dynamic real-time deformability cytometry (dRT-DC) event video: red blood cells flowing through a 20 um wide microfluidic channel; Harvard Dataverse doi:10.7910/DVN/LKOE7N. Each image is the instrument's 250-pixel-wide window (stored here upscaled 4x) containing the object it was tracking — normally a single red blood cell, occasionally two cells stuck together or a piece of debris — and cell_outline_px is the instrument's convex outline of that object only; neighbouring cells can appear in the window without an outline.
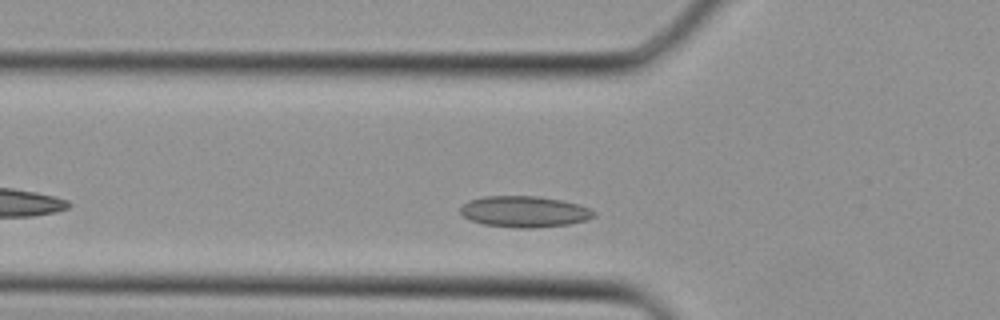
{"species": "Egyptian fruit bat (a non-hibernating species)", "species_latin": "Rousettus aegyptiacus", "temperature_condition": "cold", "stored_images_in_passage": 28, "camera_frame_rate_fps": 3000, "um_per_image_px": 0.085, "animal": {"sex": "female"}, "frame": {"image": 1, "passage_image": 3, "time_ms": 0.667, "image_size_px": [1000, 320], "cell_outline_px": [[596, 216], [588, 220], [568, 224], [532, 228], [516, 228], [484, 224], [472, 220], [464, 216], [460, 212], [460, 208], [468, 200], [484, 196], [540, 196], [580, 204], [596, 212]], "centroid_in_image_um": [44.6, 17.98], "position_along_channel_um": 81.2, "area_um2": 24.28}}
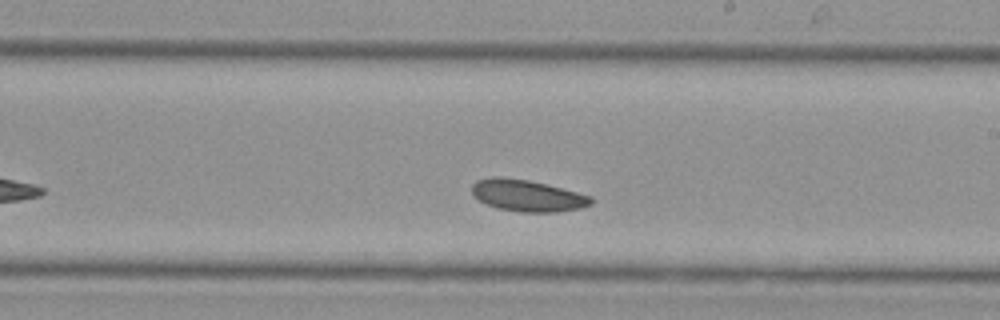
{"frame": {"image": 2, "passage_image": 12, "time_ms": 3.667, "image_size_px": [1000, 320], "cell_outline_px": [[592, 204], [580, 208], [556, 212], [520, 212], [496, 208], [472, 196], [472, 184], [476, 180], [492, 176], [504, 176], [528, 180], [592, 196]], "centroid_in_image_um": [44.78, 16.62], "position_along_channel_um": 244.2, "area_um2": 21.96}}
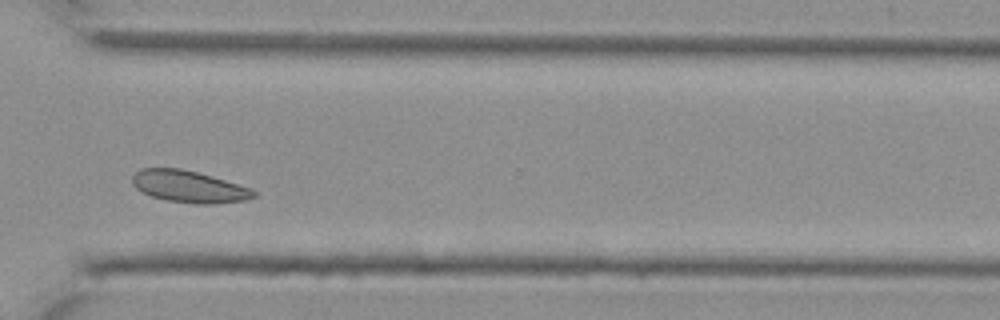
{"frame": {"image": 3, "passage_image": 18, "time_ms": 5.667, "image_size_px": [1000, 320], "cell_outline_px": [[256, 196], [244, 200], [212, 204], [196, 204], [164, 200], [152, 196], [136, 188], [132, 184], [132, 176], [140, 168], [180, 168], [212, 176], [252, 188], [256, 192]], "centroid_in_image_um": [16.06, 15.86], "position_along_channel_um": 354.5, "area_um2": 22.54}}